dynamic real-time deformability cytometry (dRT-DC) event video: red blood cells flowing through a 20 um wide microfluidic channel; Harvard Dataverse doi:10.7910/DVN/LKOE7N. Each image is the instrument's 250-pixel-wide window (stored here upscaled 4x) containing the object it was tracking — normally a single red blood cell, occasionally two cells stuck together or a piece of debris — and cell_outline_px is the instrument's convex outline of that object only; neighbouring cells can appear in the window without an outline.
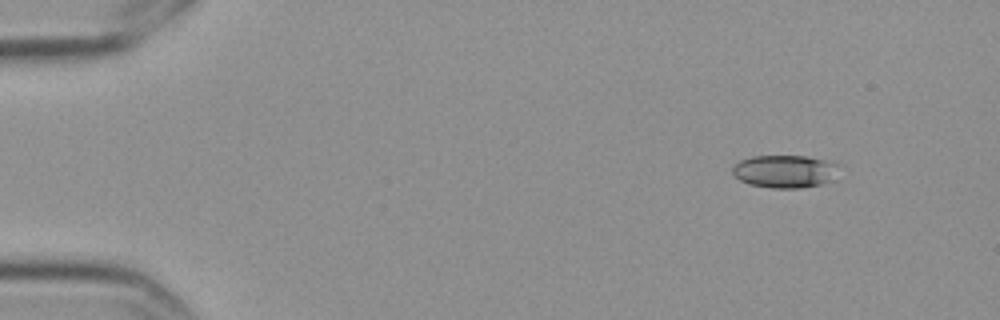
{"species": "Egyptian fruit bat (a non-hibernating species)", "species_latin": "Rousettus aegyptiacus", "temperature_condition": "cold", "stored_images_in_passage": 10, "camera_frame_rate_fps": 3000, "um_per_image_px": 0.085, "frame": {"image": 1, "passage_image": 2, "time_ms": 0.333, "image_size_px": [1000, 320], "cell_outline_px": [[844, 164], [836, 180], [820, 184], [800, 188], [772, 188], [748, 184], [740, 180], [732, 172], [732, 168], [740, 160], [752, 156], [808, 156], [832, 160]], "centroid_in_image_um": [66.87, 14.55], "position_along_channel_um": 18.1, "area_um2": 21.1}}
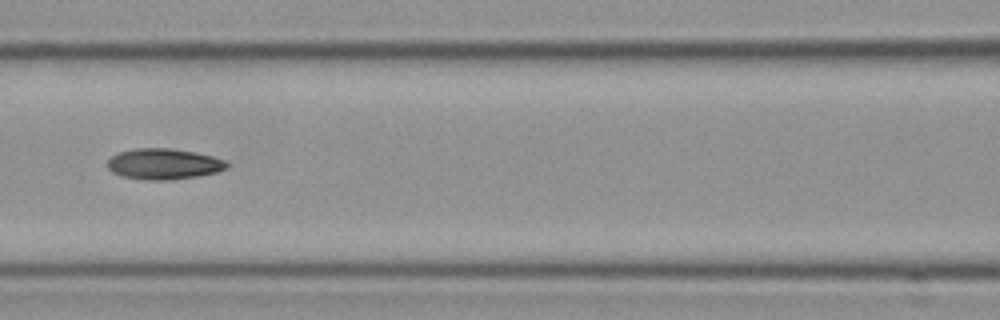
{"frame": {"image": 2, "passage_image": 7, "time_ms": 2.0, "image_size_px": [1000, 320], "cell_outline_px": [[228, 168], [216, 172], [196, 176], [172, 180], [144, 180], [120, 176], [112, 172], [108, 168], [108, 160], [116, 152], [132, 148], [168, 148], [192, 152], [212, 156], [224, 160], [228, 164]], "centroid_in_image_um": [13.86, 13.94], "position_along_channel_um": 152.7, "area_um2": 21.5}}
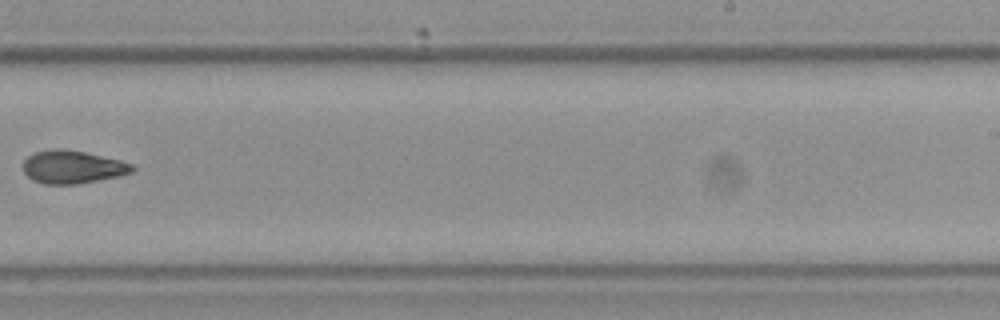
{"frame": {"image": 3, "passage_image": 10, "time_ms": 3.0, "image_size_px": [1000, 320], "cell_outline_px": [[136, 168], [132, 172], [120, 176], [80, 184], [44, 184], [32, 180], [24, 172], [24, 160], [32, 152], [56, 148], [84, 152], [120, 160], [132, 164]], "centroid_in_image_um": [6.17, 14.2], "position_along_channel_um": 282.8, "area_um2": 21.04}}